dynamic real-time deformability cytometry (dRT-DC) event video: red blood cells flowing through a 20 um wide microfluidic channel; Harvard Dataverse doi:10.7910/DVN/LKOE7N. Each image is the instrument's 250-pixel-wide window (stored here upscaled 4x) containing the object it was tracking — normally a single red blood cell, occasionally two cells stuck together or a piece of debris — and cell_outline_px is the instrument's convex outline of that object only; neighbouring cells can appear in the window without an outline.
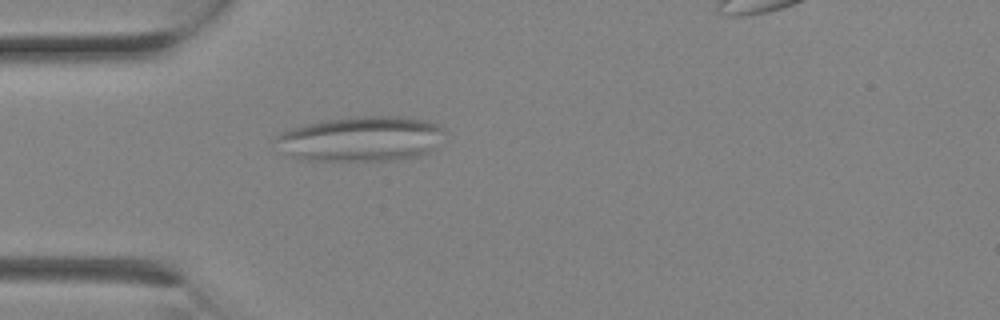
{"species": "Egyptian fruit bat (a non-hibernating species)", "species_latin": "Rousettus aegyptiacus", "temperature_condition": "room temperature", "stored_images_in_passage": 2, "camera_frame_rate_fps": 3000, "um_per_image_px": 0.085, "animal": {"sex": "female"}, "frame": {"image": 1, "passage_image": 2, "time_ms": 0.333, "image_size_px": [1000, 320], "cell_outline_px": [[444, 132], [432, 148], [416, 156], [400, 160], [304, 160], [292, 156], [272, 140], [276, 136], [292, 128], [324, 120], [356, 116], [400, 116], [428, 120], [440, 124], [444, 128]], "centroid_in_image_um": [30.71, 11.78], "position_along_channel_um": 54.3, "area_um2": 43.87}}